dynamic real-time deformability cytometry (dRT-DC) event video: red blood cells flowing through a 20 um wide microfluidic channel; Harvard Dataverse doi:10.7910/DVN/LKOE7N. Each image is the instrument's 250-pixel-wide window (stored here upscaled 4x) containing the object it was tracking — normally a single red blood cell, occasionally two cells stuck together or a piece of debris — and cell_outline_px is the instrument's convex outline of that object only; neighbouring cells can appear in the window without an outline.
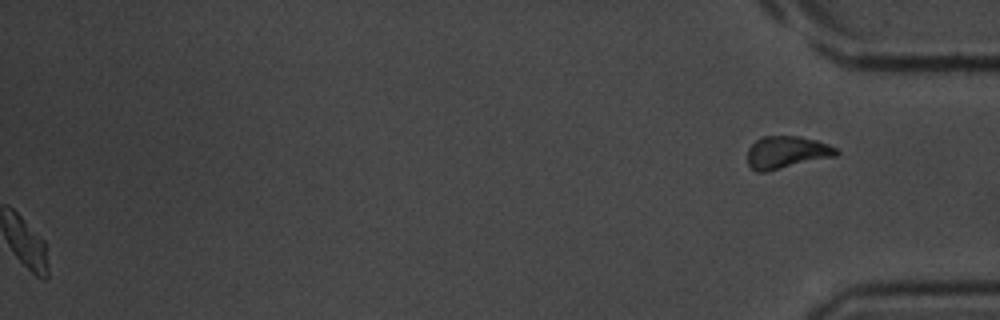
{"species": "common noctule bat (a hibernating species)", "species_latin": "Nyctalus noctula", "temperature_condition": "room temperature", "stored_images_in_passage": 35, "segment_of_instrument_passage": [2, 2], "camera_frame_rate_fps": 3000, "um_per_image_px": 0.085, "animal": {"sex": "male", "body_mass_g": 20.1, "forearm_length_mm": 53.5}, "frame": {"image": 1, "passage_image": 35, "time_ms": 11.333, "image_size_px": [1000, 320], "cell_outline_px": [[840, 152], [836, 156], [768, 172], [756, 172], [748, 164], [748, 148], [760, 136], [800, 136], [816, 140], [828, 144], [836, 148]], "centroid_in_image_um": [66.86, 12.95], "position_along_channel_um": 368.3, "area_um2": 16.99}}